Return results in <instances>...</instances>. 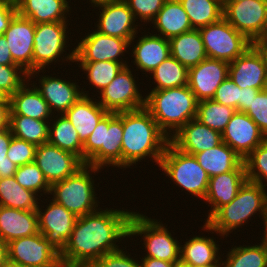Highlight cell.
Here are the masks:
<instances>
[{
	"label": "cell",
	"mask_w": 267,
	"mask_h": 267,
	"mask_svg": "<svg viewBox=\"0 0 267 267\" xmlns=\"http://www.w3.org/2000/svg\"><path fill=\"white\" fill-rule=\"evenodd\" d=\"M247 175L244 162L234 171L225 172L210 177L208 189L203 200L211 208L207 211L206 222L220 207L229 204L237 195L241 186L246 182Z\"/></svg>",
	"instance_id": "obj_24"
},
{
	"label": "cell",
	"mask_w": 267,
	"mask_h": 267,
	"mask_svg": "<svg viewBox=\"0 0 267 267\" xmlns=\"http://www.w3.org/2000/svg\"><path fill=\"white\" fill-rule=\"evenodd\" d=\"M236 109L215 102L213 99L198 101L196 119L219 133H223Z\"/></svg>",
	"instance_id": "obj_41"
},
{
	"label": "cell",
	"mask_w": 267,
	"mask_h": 267,
	"mask_svg": "<svg viewBox=\"0 0 267 267\" xmlns=\"http://www.w3.org/2000/svg\"><path fill=\"white\" fill-rule=\"evenodd\" d=\"M9 109V115H24L42 121L53 118L48 103L29 80L9 97Z\"/></svg>",
	"instance_id": "obj_27"
},
{
	"label": "cell",
	"mask_w": 267,
	"mask_h": 267,
	"mask_svg": "<svg viewBox=\"0 0 267 267\" xmlns=\"http://www.w3.org/2000/svg\"><path fill=\"white\" fill-rule=\"evenodd\" d=\"M71 0H19L17 13L35 24L70 21ZM70 12V13H69ZM68 15V16H67Z\"/></svg>",
	"instance_id": "obj_28"
},
{
	"label": "cell",
	"mask_w": 267,
	"mask_h": 267,
	"mask_svg": "<svg viewBox=\"0 0 267 267\" xmlns=\"http://www.w3.org/2000/svg\"><path fill=\"white\" fill-rule=\"evenodd\" d=\"M261 220L263 221L262 224L264 225V226H263V227H264V228H263L264 232L262 233L263 236H261L262 239L259 240V241H261V242L267 244V207H266L265 213L263 214Z\"/></svg>",
	"instance_id": "obj_59"
},
{
	"label": "cell",
	"mask_w": 267,
	"mask_h": 267,
	"mask_svg": "<svg viewBox=\"0 0 267 267\" xmlns=\"http://www.w3.org/2000/svg\"><path fill=\"white\" fill-rule=\"evenodd\" d=\"M34 162L51 185L74 175L85 163L74 153L45 143L35 150Z\"/></svg>",
	"instance_id": "obj_18"
},
{
	"label": "cell",
	"mask_w": 267,
	"mask_h": 267,
	"mask_svg": "<svg viewBox=\"0 0 267 267\" xmlns=\"http://www.w3.org/2000/svg\"><path fill=\"white\" fill-rule=\"evenodd\" d=\"M151 24H153L152 29H156L153 30L154 34L166 39L193 29L188 14L179 0H166Z\"/></svg>",
	"instance_id": "obj_31"
},
{
	"label": "cell",
	"mask_w": 267,
	"mask_h": 267,
	"mask_svg": "<svg viewBox=\"0 0 267 267\" xmlns=\"http://www.w3.org/2000/svg\"><path fill=\"white\" fill-rule=\"evenodd\" d=\"M262 37H267V28H266V31Z\"/></svg>",
	"instance_id": "obj_68"
},
{
	"label": "cell",
	"mask_w": 267,
	"mask_h": 267,
	"mask_svg": "<svg viewBox=\"0 0 267 267\" xmlns=\"http://www.w3.org/2000/svg\"><path fill=\"white\" fill-rule=\"evenodd\" d=\"M46 71L48 70L45 69V71H32L28 74V80L30 82H33L32 84L40 92L44 100L48 103L53 115L64 114L83 95H90L89 91H86V88L84 87L81 88L78 85L79 82H76V80H72L71 82V79H63L55 75V73H51L50 76ZM40 73L42 74L40 75ZM44 73H47V75ZM52 75H55V77H53ZM34 78H37L36 81H31V79ZM37 80L39 85L37 84Z\"/></svg>",
	"instance_id": "obj_12"
},
{
	"label": "cell",
	"mask_w": 267,
	"mask_h": 267,
	"mask_svg": "<svg viewBox=\"0 0 267 267\" xmlns=\"http://www.w3.org/2000/svg\"><path fill=\"white\" fill-rule=\"evenodd\" d=\"M101 170L85 164L74 175L51 184L49 195L77 217L93 213L101 202L95 192L100 184L95 185L92 174H99Z\"/></svg>",
	"instance_id": "obj_6"
},
{
	"label": "cell",
	"mask_w": 267,
	"mask_h": 267,
	"mask_svg": "<svg viewBox=\"0 0 267 267\" xmlns=\"http://www.w3.org/2000/svg\"><path fill=\"white\" fill-rule=\"evenodd\" d=\"M140 263L142 267H175V262H167L152 257L140 256Z\"/></svg>",
	"instance_id": "obj_55"
},
{
	"label": "cell",
	"mask_w": 267,
	"mask_h": 267,
	"mask_svg": "<svg viewBox=\"0 0 267 267\" xmlns=\"http://www.w3.org/2000/svg\"><path fill=\"white\" fill-rule=\"evenodd\" d=\"M78 67L81 69V72L86 75V83L89 84V88L99 94L106 86H108L117 74L122 70L124 65L119 62L113 61H98V62H76Z\"/></svg>",
	"instance_id": "obj_40"
},
{
	"label": "cell",
	"mask_w": 267,
	"mask_h": 267,
	"mask_svg": "<svg viewBox=\"0 0 267 267\" xmlns=\"http://www.w3.org/2000/svg\"><path fill=\"white\" fill-rule=\"evenodd\" d=\"M103 207L77 218L67 245L60 253L64 261L88 267L105 254L121 249L119 244L129 237L134 211Z\"/></svg>",
	"instance_id": "obj_1"
},
{
	"label": "cell",
	"mask_w": 267,
	"mask_h": 267,
	"mask_svg": "<svg viewBox=\"0 0 267 267\" xmlns=\"http://www.w3.org/2000/svg\"><path fill=\"white\" fill-rule=\"evenodd\" d=\"M155 86L150 91L163 90L188 85L189 69L172 56L165 59L151 73Z\"/></svg>",
	"instance_id": "obj_36"
},
{
	"label": "cell",
	"mask_w": 267,
	"mask_h": 267,
	"mask_svg": "<svg viewBox=\"0 0 267 267\" xmlns=\"http://www.w3.org/2000/svg\"><path fill=\"white\" fill-rule=\"evenodd\" d=\"M3 36L9 44L13 62L28 74L32 72L35 23L17 13Z\"/></svg>",
	"instance_id": "obj_20"
},
{
	"label": "cell",
	"mask_w": 267,
	"mask_h": 267,
	"mask_svg": "<svg viewBox=\"0 0 267 267\" xmlns=\"http://www.w3.org/2000/svg\"><path fill=\"white\" fill-rule=\"evenodd\" d=\"M46 267H78L76 265H73L69 262L64 261L61 257L57 259L55 262L52 264L46 266Z\"/></svg>",
	"instance_id": "obj_60"
},
{
	"label": "cell",
	"mask_w": 267,
	"mask_h": 267,
	"mask_svg": "<svg viewBox=\"0 0 267 267\" xmlns=\"http://www.w3.org/2000/svg\"><path fill=\"white\" fill-rule=\"evenodd\" d=\"M2 267H21V266H19L17 264H14L12 262L7 261L6 263L3 264Z\"/></svg>",
	"instance_id": "obj_64"
},
{
	"label": "cell",
	"mask_w": 267,
	"mask_h": 267,
	"mask_svg": "<svg viewBox=\"0 0 267 267\" xmlns=\"http://www.w3.org/2000/svg\"><path fill=\"white\" fill-rule=\"evenodd\" d=\"M18 166L7 156L0 159V179L14 176Z\"/></svg>",
	"instance_id": "obj_53"
},
{
	"label": "cell",
	"mask_w": 267,
	"mask_h": 267,
	"mask_svg": "<svg viewBox=\"0 0 267 267\" xmlns=\"http://www.w3.org/2000/svg\"><path fill=\"white\" fill-rule=\"evenodd\" d=\"M14 177L23 188L33 191L40 198L49 195L51 185L35 162L19 166Z\"/></svg>",
	"instance_id": "obj_42"
},
{
	"label": "cell",
	"mask_w": 267,
	"mask_h": 267,
	"mask_svg": "<svg viewBox=\"0 0 267 267\" xmlns=\"http://www.w3.org/2000/svg\"><path fill=\"white\" fill-rule=\"evenodd\" d=\"M108 254L92 262L88 267H142L138 258L131 256L127 249V246ZM125 250V251H123ZM128 252V253H127Z\"/></svg>",
	"instance_id": "obj_46"
},
{
	"label": "cell",
	"mask_w": 267,
	"mask_h": 267,
	"mask_svg": "<svg viewBox=\"0 0 267 267\" xmlns=\"http://www.w3.org/2000/svg\"><path fill=\"white\" fill-rule=\"evenodd\" d=\"M40 197L23 188L14 176L0 179V205L8 208L37 210Z\"/></svg>",
	"instance_id": "obj_35"
},
{
	"label": "cell",
	"mask_w": 267,
	"mask_h": 267,
	"mask_svg": "<svg viewBox=\"0 0 267 267\" xmlns=\"http://www.w3.org/2000/svg\"><path fill=\"white\" fill-rule=\"evenodd\" d=\"M12 137L13 135L9 127L0 131V159L7 156Z\"/></svg>",
	"instance_id": "obj_54"
},
{
	"label": "cell",
	"mask_w": 267,
	"mask_h": 267,
	"mask_svg": "<svg viewBox=\"0 0 267 267\" xmlns=\"http://www.w3.org/2000/svg\"><path fill=\"white\" fill-rule=\"evenodd\" d=\"M143 31L144 32L140 31L142 34L140 35L141 37L136 34L131 39L130 47H132V50L129 54L131 53V58H134L131 62L135 65L136 71L141 70V74L147 73L145 77H148V74L150 76V73L157 68L158 65L171 56V52L169 39L154 34L152 30V33L148 31V34L145 33V30ZM137 37L138 39L135 40Z\"/></svg>",
	"instance_id": "obj_21"
},
{
	"label": "cell",
	"mask_w": 267,
	"mask_h": 267,
	"mask_svg": "<svg viewBox=\"0 0 267 267\" xmlns=\"http://www.w3.org/2000/svg\"><path fill=\"white\" fill-rule=\"evenodd\" d=\"M158 167L182 191L189 192L186 194L204 200L210 177L194 155L180 151L169 142Z\"/></svg>",
	"instance_id": "obj_8"
},
{
	"label": "cell",
	"mask_w": 267,
	"mask_h": 267,
	"mask_svg": "<svg viewBox=\"0 0 267 267\" xmlns=\"http://www.w3.org/2000/svg\"><path fill=\"white\" fill-rule=\"evenodd\" d=\"M170 142L180 151L194 155L221 144L222 134L202 124L196 118L184 125Z\"/></svg>",
	"instance_id": "obj_25"
},
{
	"label": "cell",
	"mask_w": 267,
	"mask_h": 267,
	"mask_svg": "<svg viewBox=\"0 0 267 267\" xmlns=\"http://www.w3.org/2000/svg\"><path fill=\"white\" fill-rule=\"evenodd\" d=\"M60 258V253L41 233L8 243V261L21 267H46Z\"/></svg>",
	"instance_id": "obj_16"
},
{
	"label": "cell",
	"mask_w": 267,
	"mask_h": 267,
	"mask_svg": "<svg viewBox=\"0 0 267 267\" xmlns=\"http://www.w3.org/2000/svg\"><path fill=\"white\" fill-rule=\"evenodd\" d=\"M151 218L139 211L133 212L129 224V238L141 237L144 250L143 257H152L167 262H177L180 259V245L177 237H173L166 223L161 219ZM161 221V222H160ZM133 237V238H132ZM176 238V239H175ZM145 255V256H144Z\"/></svg>",
	"instance_id": "obj_7"
},
{
	"label": "cell",
	"mask_w": 267,
	"mask_h": 267,
	"mask_svg": "<svg viewBox=\"0 0 267 267\" xmlns=\"http://www.w3.org/2000/svg\"><path fill=\"white\" fill-rule=\"evenodd\" d=\"M8 261V244L0 238V267Z\"/></svg>",
	"instance_id": "obj_58"
},
{
	"label": "cell",
	"mask_w": 267,
	"mask_h": 267,
	"mask_svg": "<svg viewBox=\"0 0 267 267\" xmlns=\"http://www.w3.org/2000/svg\"><path fill=\"white\" fill-rule=\"evenodd\" d=\"M228 77L240 89H267V67L262 54L254 45L229 63Z\"/></svg>",
	"instance_id": "obj_22"
},
{
	"label": "cell",
	"mask_w": 267,
	"mask_h": 267,
	"mask_svg": "<svg viewBox=\"0 0 267 267\" xmlns=\"http://www.w3.org/2000/svg\"><path fill=\"white\" fill-rule=\"evenodd\" d=\"M0 101H9V96L0 89Z\"/></svg>",
	"instance_id": "obj_63"
},
{
	"label": "cell",
	"mask_w": 267,
	"mask_h": 267,
	"mask_svg": "<svg viewBox=\"0 0 267 267\" xmlns=\"http://www.w3.org/2000/svg\"><path fill=\"white\" fill-rule=\"evenodd\" d=\"M17 14L15 3L0 0V35L8 28L10 21Z\"/></svg>",
	"instance_id": "obj_50"
},
{
	"label": "cell",
	"mask_w": 267,
	"mask_h": 267,
	"mask_svg": "<svg viewBox=\"0 0 267 267\" xmlns=\"http://www.w3.org/2000/svg\"><path fill=\"white\" fill-rule=\"evenodd\" d=\"M94 97L83 95L64 113L65 117L75 127L83 144L97 124L108 113Z\"/></svg>",
	"instance_id": "obj_29"
},
{
	"label": "cell",
	"mask_w": 267,
	"mask_h": 267,
	"mask_svg": "<svg viewBox=\"0 0 267 267\" xmlns=\"http://www.w3.org/2000/svg\"><path fill=\"white\" fill-rule=\"evenodd\" d=\"M130 67L132 65L124 66L108 86L99 94H94L99 98L98 103L110 113L138 110L145 106V96L136 82L139 78L133 75Z\"/></svg>",
	"instance_id": "obj_11"
},
{
	"label": "cell",
	"mask_w": 267,
	"mask_h": 267,
	"mask_svg": "<svg viewBox=\"0 0 267 267\" xmlns=\"http://www.w3.org/2000/svg\"><path fill=\"white\" fill-rule=\"evenodd\" d=\"M194 156L209 177L234 171L243 163L242 157L224 142L214 148L196 153Z\"/></svg>",
	"instance_id": "obj_33"
},
{
	"label": "cell",
	"mask_w": 267,
	"mask_h": 267,
	"mask_svg": "<svg viewBox=\"0 0 267 267\" xmlns=\"http://www.w3.org/2000/svg\"><path fill=\"white\" fill-rule=\"evenodd\" d=\"M69 25V21L35 24L33 71L49 70L53 64H60L61 60L62 63H74L75 48L69 50Z\"/></svg>",
	"instance_id": "obj_9"
},
{
	"label": "cell",
	"mask_w": 267,
	"mask_h": 267,
	"mask_svg": "<svg viewBox=\"0 0 267 267\" xmlns=\"http://www.w3.org/2000/svg\"><path fill=\"white\" fill-rule=\"evenodd\" d=\"M47 198L50 200L43 199V201L45 200L44 205L47 203L46 207L39 202L36 210L39 231L61 253L67 245L78 217L51 199L50 196Z\"/></svg>",
	"instance_id": "obj_15"
},
{
	"label": "cell",
	"mask_w": 267,
	"mask_h": 267,
	"mask_svg": "<svg viewBox=\"0 0 267 267\" xmlns=\"http://www.w3.org/2000/svg\"><path fill=\"white\" fill-rule=\"evenodd\" d=\"M245 113L257 124L267 137V89L261 90Z\"/></svg>",
	"instance_id": "obj_48"
},
{
	"label": "cell",
	"mask_w": 267,
	"mask_h": 267,
	"mask_svg": "<svg viewBox=\"0 0 267 267\" xmlns=\"http://www.w3.org/2000/svg\"><path fill=\"white\" fill-rule=\"evenodd\" d=\"M223 18L254 43L267 28V0H242L223 7Z\"/></svg>",
	"instance_id": "obj_13"
},
{
	"label": "cell",
	"mask_w": 267,
	"mask_h": 267,
	"mask_svg": "<svg viewBox=\"0 0 267 267\" xmlns=\"http://www.w3.org/2000/svg\"><path fill=\"white\" fill-rule=\"evenodd\" d=\"M144 108L170 139L197 117L198 100L187 85L150 91L145 95Z\"/></svg>",
	"instance_id": "obj_4"
},
{
	"label": "cell",
	"mask_w": 267,
	"mask_h": 267,
	"mask_svg": "<svg viewBox=\"0 0 267 267\" xmlns=\"http://www.w3.org/2000/svg\"><path fill=\"white\" fill-rule=\"evenodd\" d=\"M171 56L188 69L207 58L199 29L169 39Z\"/></svg>",
	"instance_id": "obj_32"
},
{
	"label": "cell",
	"mask_w": 267,
	"mask_h": 267,
	"mask_svg": "<svg viewBox=\"0 0 267 267\" xmlns=\"http://www.w3.org/2000/svg\"><path fill=\"white\" fill-rule=\"evenodd\" d=\"M259 243L232 245L221 261L222 267H267V244Z\"/></svg>",
	"instance_id": "obj_37"
},
{
	"label": "cell",
	"mask_w": 267,
	"mask_h": 267,
	"mask_svg": "<svg viewBox=\"0 0 267 267\" xmlns=\"http://www.w3.org/2000/svg\"><path fill=\"white\" fill-rule=\"evenodd\" d=\"M253 45L257 48V50L262 54L265 65L267 67V37H261L257 39Z\"/></svg>",
	"instance_id": "obj_57"
},
{
	"label": "cell",
	"mask_w": 267,
	"mask_h": 267,
	"mask_svg": "<svg viewBox=\"0 0 267 267\" xmlns=\"http://www.w3.org/2000/svg\"><path fill=\"white\" fill-rule=\"evenodd\" d=\"M95 9L99 10L97 13L99 19H96L97 22H94L95 27L93 28L103 35L126 39L130 42L139 33L137 29L140 31L145 25L136 22L132 11L124 0H114L93 10Z\"/></svg>",
	"instance_id": "obj_17"
},
{
	"label": "cell",
	"mask_w": 267,
	"mask_h": 267,
	"mask_svg": "<svg viewBox=\"0 0 267 267\" xmlns=\"http://www.w3.org/2000/svg\"><path fill=\"white\" fill-rule=\"evenodd\" d=\"M175 267H192V265L179 259L177 262H175Z\"/></svg>",
	"instance_id": "obj_62"
},
{
	"label": "cell",
	"mask_w": 267,
	"mask_h": 267,
	"mask_svg": "<svg viewBox=\"0 0 267 267\" xmlns=\"http://www.w3.org/2000/svg\"><path fill=\"white\" fill-rule=\"evenodd\" d=\"M36 145L25 140L12 137L7 157L18 167L34 162Z\"/></svg>",
	"instance_id": "obj_47"
},
{
	"label": "cell",
	"mask_w": 267,
	"mask_h": 267,
	"mask_svg": "<svg viewBox=\"0 0 267 267\" xmlns=\"http://www.w3.org/2000/svg\"><path fill=\"white\" fill-rule=\"evenodd\" d=\"M242 0H222V6L224 7L228 3H234V2H239Z\"/></svg>",
	"instance_id": "obj_65"
},
{
	"label": "cell",
	"mask_w": 267,
	"mask_h": 267,
	"mask_svg": "<svg viewBox=\"0 0 267 267\" xmlns=\"http://www.w3.org/2000/svg\"><path fill=\"white\" fill-rule=\"evenodd\" d=\"M50 121L32 119L24 115H9L12 135L36 146L48 143Z\"/></svg>",
	"instance_id": "obj_38"
},
{
	"label": "cell",
	"mask_w": 267,
	"mask_h": 267,
	"mask_svg": "<svg viewBox=\"0 0 267 267\" xmlns=\"http://www.w3.org/2000/svg\"><path fill=\"white\" fill-rule=\"evenodd\" d=\"M228 76V62L207 57L197 66L189 68L188 86L198 101L212 99Z\"/></svg>",
	"instance_id": "obj_23"
},
{
	"label": "cell",
	"mask_w": 267,
	"mask_h": 267,
	"mask_svg": "<svg viewBox=\"0 0 267 267\" xmlns=\"http://www.w3.org/2000/svg\"><path fill=\"white\" fill-rule=\"evenodd\" d=\"M266 139L257 124L245 112L237 110L222 133V141L242 159H245Z\"/></svg>",
	"instance_id": "obj_19"
},
{
	"label": "cell",
	"mask_w": 267,
	"mask_h": 267,
	"mask_svg": "<svg viewBox=\"0 0 267 267\" xmlns=\"http://www.w3.org/2000/svg\"><path fill=\"white\" fill-rule=\"evenodd\" d=\"M123 112H108L83 144V162L103 169H122Z\"/></svg>",
	"instance_id": "obj_5"
},
{
	"label": "cell",
	"mask_w": 267,
	"mask_h": 267,
	"mask_svg": "<svg viewBox=\"0 0 267 267\" xmlns=\"http://www.w3.org/2000/svg\"><path fill=\"white\" fill-rule=\"evenodd\" d=\"M261 90L254 89V88H243L240 91V111L245 112L249 107L250 103L253 100V97H256V95Z\"/></svg>",
	"instance_id": "obj_51"
},
{
	"label": "cell",
	"mask_w": 267,
	"mask_h": 267,
	"mask_svg": "<svg viewBox=\"0 0 267 267\" xmlns=\"http://www.w3.org/2000/svg\"><path fill=\"white\" fill-rule=\"evenodd\" d=\"M208 58L231 63L253 43L237 31L223 17L199 29Z\"/></svg>",
	"instance_id": "obj_10"
},
{
	"label": "cell",
	"mask_w": 267,
	"mask_h": 267,
	"mask_svg": "<svg viewBox=\"0 0 267 267\" xmlns=\"http://www.w3.org/2000/svg\"><path fill=\"white\" fill-rule=\"evenodd\" d=\"M133 13L135 20L147 24L152 22L164 6L166 0H124ZM139 17V18H138Z\"/></svg>",
	"instance_id": "obj_45"
},
{
	"label": "cell",
	"mask_w": 267,
	"mask_h": 267,
	"mask_svg": "<svg viewBox=\"0 0 267 267\" xmlns=\"http://www.w3.org/2000/svg\"><path fill=\"white\" fill-rule=\"evenodd\" d=\"M40 233L36 210L26 211L0 205V238L7 244Z\"/></svg>",
	"instance_id": "obj_26"
},
{
	"label": "cell",
	"mask_w": 267,
	"mask_h": 267,
	"mask_svg": "<svg viewBox=\"0 0 267 267\" xmlns=\"http://www.w3.org/2000/svg\"><path fill=\"white\" fill-rule=\"evenodd\" d=\"M83 1H85V0H83ZM111 1H114V0H89V7H93V8H96V7H98V6H100V5H104V4H106V3H109V2H111Z\"/></svg>",
	"instance_id": "obj_61"
},
{
	"label": "cell",
	"mask_w": 267,
	"mask_h": 267,
	"mask_svg": "<svg viewBox=\"0 0 267 267\" xmlns=\"http://www.w3.org/2000/svg\"><path fill=\"white\" fill-rule=\"evenodd\" d=\"M193 29H200L223 17L222 0H179Z\"/></svg>",
	"instance_id": "obj_39"
},
{
	"label": "cell",
	"mask_w": 267,
	"mask_h": 267,
	"mask_svg": "<svg viewBox=\"0 0 267 267\" xmlns=\"http://www.w3.org/2000/svg\"><path fill=\"white\" fill-rule=\"evenodd\" d=\"M48 143L74 153L83 161V143L75 127L64 114L53 115L49 124Z\"/></svg>",
	"instance_id": "obj_34"
},
{
	"label": "cell",
	"mask_w": 267,
	"mask_h": 267,
	"mask_svg": "<svg viewBox=\"0 0 267 267\" xmlns=\"http://www.w3.org/2000/svg\"><path fill=\"white\" fill-rule=\"evenodd\" d=\"M247 180L267 186V139L243 159Z\"/></svg>",
	"instance_id": "obj_43"
},
{
	"label": "cell",
	"mask_w": 267,
	"mask_h": 267,
	"mask_svg": "<svg viewBox=\"0 0 267 267\" xmlns=\"http://www.w3.org/2000/svg\"><path fill=\"white\" fill-rule=\"evenodd\" d=\"M28 73L20 66L0 64V89L9 97L27 81Z\"/></svg>",
	"instance_id": "obj_44"
},
{
	"label": "cell",
	"mask_w": 267,
	"mask_h": 267,
	"mask_svg": "<svg viewBox=\"0 0 267 267\" xmlns=\"http://www.w3.org/2000/svg\"><path fill=\"white\" fill-rule=\"evenodd\" d=\"M0 64L9 66H18L13 62L9 44L3 35H0Z\"/></svg>",
	"instance_id": "obj_52"
},
{
	"label": "cell",
	"mask_w": 267,
	"mask_h": 267,
	"mask_svg": "<svg viewBox=\"0 0 267 267\" xmlns=\"http://www.w3.org/2000/svg\"><path fill=\"white\" fill-rule=\"evenodd\" d=\"M240 91L241 89L227 77L217 88L212 99L215 102L240 111Z\"/></svg>",
	"instance_id": "obj_49"
},
{
	"label": "cell",
	"mask_w": 267,
	"mask_h": 267,
	"mask_svg": "<svg viewBox=\"0 0 267 267\" xmlns=\"http://www.w3.org/2000/svg\"><path fill=\"white\" fill-rule=\"evenodd\" d=\"M192 267H222V265H203V266H192Z\"/></svg>",
	"instance_id": "obj_66"
},
{
	"label": "cell",
	"mask_w": 267,
	"mask_h": 267,
	"mask_svg": "<svg viewBox=\"0 0 267 267\" xmlns=\"http://www.w3.org/2000/svg\"><path fill=\"white\" fill-rule=\"evenodd\" d=\"M9 101H0V131L9 127Z\"/></svg>",
	"instance_id": "obj_56"
},
{
	"label": "cell",
	"mask_w": 267,
	"mask_h": 267,
	"mask_svg": "<svg viewBox=\"0 0 267 267\" xmlns=\"http://www.w3.org/2000/svg\"><path fill=\"white\" fill-rule=\"evenodd\" d=\"M169 142L168 136L145 108L123 112V170L146 158H151L158 167Z\"/></svg>",
	"instance_id": "obj_2"
},
{
	"label": "cell",
	"mask_w": 267,
	"mask_h": 267,
	"mask_svg": "<svg viewBox=\"0 0 267 267\" xmlns=\"http://www.w3.org/2000/svg\"><path fill=\"white\" fill-rule=\"evenodd\" d=\"M4 1H8V2H11V3H17L19 0H4Z\"/></svg>",
	"instance_id": "obj_67"
},
{
	"label": "cell",
	"mask_w": 267,
	"mask_h": 267,
	"mask_svg": "<svg viewBox=\"0 0 267 267\" xmlns=\"http://www.w3.org/2000/svg\"><path fill=\"white\" fill-rule=\"evenodd\" d=\"M208 236L209 233L206 237L201 234L186 239L184 244L180 245V259L192 266L222 265L224 254L222 255L220 250L219 241L214 236Z\"/></svg>",
	"instance_id": "obj_30"
},
{
	"label": "cell",
	"mask_w": 267,
	"mask_h": 267,
	"mask_svg": "<svg viewBox=\"0 0 267 267\" xmlns=\"http://www.w3.org/2000/svg\"><path fill=\"white\" fill-rule=\"evenodd\" d=\"M266 207L267 188L246 180L236 197L229 204L220 207L201 228L205 232H212L211 234L217 233L216 236L220 235L223 240L222 238L231 236L233 231H240V227H244L254 215L256 217L257 214L262 219Z\"/></svg>",
	"instance_id": "obj_3"
},
{
	"label": "cell",
	"mask_w": 267,
	"mask_h": 267,
	"mask_svg": "<svg viewBox=\"0 0 267 267\" xmlns=\"http://www.w3.org/2000/svg\"><path fill=\"white\" fill-rule=\"evenodd\" d=\"M79 40L76 47L74 45V62L113 61L122 63L124 66L129 64L128 61L123 60L124 53L128 54L130 50V42L126 39L103 35L94 29L87 35L85 33V36Z\"/></svg>",
	"instance_id": "obj_14"
}]
</instances>
